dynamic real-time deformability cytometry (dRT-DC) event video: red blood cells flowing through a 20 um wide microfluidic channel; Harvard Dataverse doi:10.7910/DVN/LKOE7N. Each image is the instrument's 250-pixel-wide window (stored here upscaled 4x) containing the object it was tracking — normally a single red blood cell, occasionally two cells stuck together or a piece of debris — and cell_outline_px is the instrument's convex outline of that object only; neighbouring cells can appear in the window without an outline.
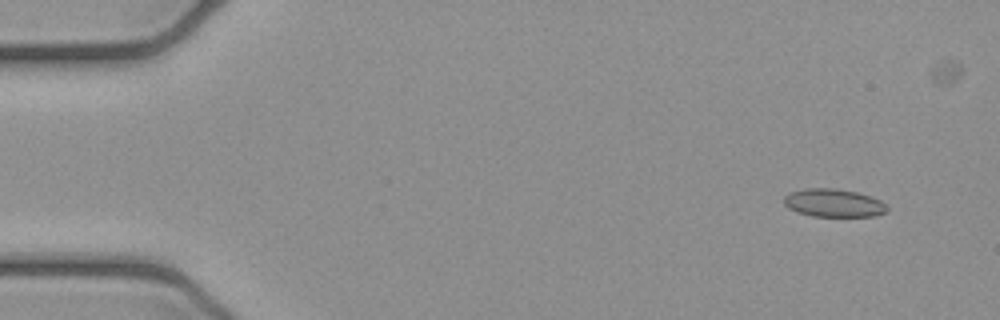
{"species": "common noctule bat (a hibernating species)", "species_latin": "Nyctalus noctula", "temperature_condition": "cold", "stored_images_in_passage": 3, "camera_frame_rate_fps": 3000, "um_per_image_px": 0.085, "animal": {"sex": "female", "body_mass_g": 21.9}, "frame": {"image": 1, "passage_image": 1, "time_ms": 0.0, "image_size_px": [1000, 320], "cell_outline_px": [[888, 208], [884, 212], [876, 216], [812, 216], [796, 212], [788, 208], [784, 204], [784, 196], [788, 192], [804, 188], [836, 188], [856, 192], [880, 200]], "centroid_in_image_um": [70.79, 17.24], "position_along_channel_um": 14.2, "area_um2": 16.88}}